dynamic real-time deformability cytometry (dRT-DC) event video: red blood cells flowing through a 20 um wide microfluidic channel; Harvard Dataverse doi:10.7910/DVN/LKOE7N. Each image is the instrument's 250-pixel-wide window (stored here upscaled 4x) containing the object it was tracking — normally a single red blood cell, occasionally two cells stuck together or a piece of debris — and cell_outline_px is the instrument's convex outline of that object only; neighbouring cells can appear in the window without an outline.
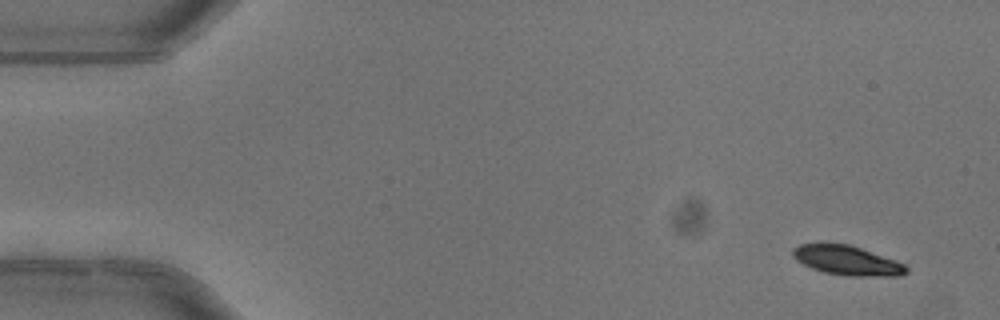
{"species": "common noctule bat (a hibernating species)", "species_latin": "Nyctalus noctula", "temperature_condition": "warm", "stored_images_in_passage": 6, "camera_frame_rate_fps": 3000, "um_per_image_px": 0.085, "animal": {"sex": "female"}, "frame": {"image": 1, "passage_image": 1, "time_ms": 0.0, "image_size_px": [1000, 320], "cell_outline_px": [[908, 272], [900, 276], [844, 276], [824, 272], [812, 268], [796, 260], [792, 256], [792, 248], [800, 244], [848, 244], [896, 260], [904, 264], [908, 268]], "centroid_in_image_um": [72.01, 22.15], "position_along_channel_um": 13.0, "area_um2": 19.42}}
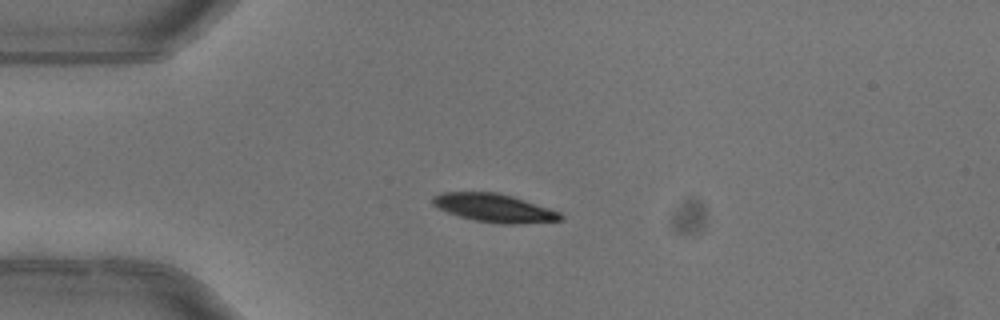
{"frame": {"image": 2, "passage_image": 3, "time_ms": 0.667, "image_size_px": [1000, 320], "cell_outline_px": [[564, 220], [516, 224], [504, 224], [472, 220], [448, 212], [432, 204], [432, 196], [440, 192], [496, 192], [512, 196], [560, 212], [564, 216]], "centroid_in_image_um": [42.01, 17.67], "position_along_channel_um": 43.0, "area_um2": 20.98}}